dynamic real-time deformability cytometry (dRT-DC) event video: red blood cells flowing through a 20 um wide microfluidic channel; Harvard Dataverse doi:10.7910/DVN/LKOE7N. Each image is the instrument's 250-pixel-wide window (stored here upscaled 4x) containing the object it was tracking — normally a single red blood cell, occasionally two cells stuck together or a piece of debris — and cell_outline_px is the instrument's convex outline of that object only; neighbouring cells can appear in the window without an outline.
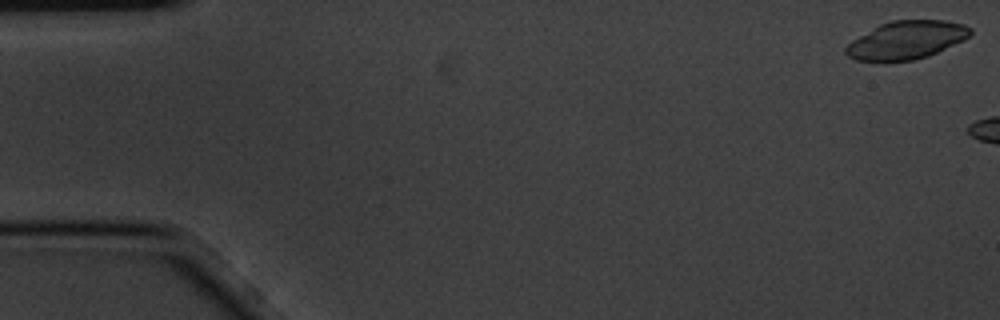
{"species": "common noctule bat (a hibernating species)", "species_latin": "Nyctalus noctula", "temperature_condition": "cold", "stored_images_in_passage": 5, "segment_of_instrument_passage": [2, 2], "camera_frame_rate_fps": 3000, "um_per_image_px": 0.085, "animal": {"sex": "male", "body_mass_g": 20.1, "forearm_length_mm": 53.5}, "frame": {"image": 1, "passage_image": 5, "time_ms": 1.333, "image_size_px": [1000, 320], "cell_outline_px": [[972, 32], [964, 40], [928, 56], [912, 60], [856, 60], [848, 56], [844, 52], [844, 48], [852, 40], [880, 24], [892, 20], [944, 20], [964, 24], [972, 28]], "centroid_in_image_um": [77.06, 3.39], "position_along_channel_um": 7.9, "area_um2": 27.34}}